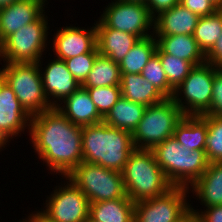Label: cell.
<instances>
[{"instance_id":"cell-34","label":"cell","mask_w":222,"mask_h":222,"mask_svg":"<svg viewBox=\"0 0 222 222\" xmlns=\"http://www.w3.org/2000/svg\"><path fill=\"white\" fill-rule=\"evenodd\" d=\"M203 115L222 116V68L213 76L212 101Z\"/></svg>"},{"instance_id":"cell-28","label":"cell","mask_w":222,"mask_h":222,"mask_svg":"<svg viewBox=\"0 0 222 222\" xmlns=\"http://www.w3.org/2000/svg\"><path fill=\"white\" fill-rule=\"evenodd\" d=\"M222 33V11L198 19L193 37L198 47L206 55Z\"/></svg>"},{"instance_id":"cell-43","label":"cell","mask_w":222,"mask_h":222,"mask_svg":"<svg viewBox=\"0 0 222 222\" xmlns=\"http://www.w3.org/2000/svg\"><path fill=\"white\" fill-rule=\"evenodd\" d=\"M214 3L219 9L222 7V0H210Z\"/></svg>"},{"instance_id":"cell-16","label":"cell","mask_w":222,"mask_h":222,"mask_svg":"<svg viewBox=\"0 0 222 222\" xmlns=\"http://www.w3.org/2000/svg\"><path fill=\"white\" fill-rule=\"evenodd\" d=\"M44 0H19L0 8V44L12 33L37 20L48 8Z\"/></svg>"},{"instance_id":"cell-3","label":"cell","mask_w":222,"mask_h":222,"mask_svg":"<svg viewBox=\"0 0 222 222\" xmlns=\"http://www.w3.org/2000/svg\"><path fill=\"white\" fill-rule=\"evenodd\" d=\"M121 174L126 194L134 203L155 198L173 187L151 149L135 148Z\"/></svg>"},{"instance_id":"cell-15","label":"cell","mask_w":222,"mask_h":222,"mask_svg":"<svg viewBox=\"0 0 222 222\" xmlns=\"http://www.w3.org/2000/svg\"><path fill=\"white\" fill-rule=\"evenodd\" d=\"M42 60L43 58L38 61V66L41 73L44 94L50 105L56 107L77 90L81 84H79L68 70L64 60L54 57L53 60H48L49 62L45 67H42L44 65Z\"/></svg>"},{"instance_id":"cell-37","label":"cell","mask_w":222,"mask_h":222,"mask_svg":"<svg viewBox=\"0 0 222 222\" xmlns=\"http://www.w3.org/2000/svg\"><path fill=\"white\" fill-rule=\"evenodd\" d=\"M180 0H146L150 14L155 17L164 10H169L179 4Z\"/></svg>"},{"instance_id":"cell-12","label":"cell","mask_w":222,"mask_h":222,"mask_svg":"<svg viewBox=\"0 0 222 222\" xmlns=\"http://www.w3.org/2000/svg\"><path fill=\"white\" fill-rule=\"evenodd\" d=\"M61 179L66 181L61 180V185L55 186L40 210L56 222H85L89 217L90 202L67 177Z\"/></svg>"},{"instance_id":"cell-11","label":"cell","mask_w":222,"mask_h":222,"mask_svg":"<svg viewBox=\"0 0 222 222\" xmlns=\"http://www.w3.org/2000/svg\"><path fill=\"white\" fill-rule=\"evenodd\" d=\"M104 9L98 19L106 27L132 33L140 39L154 35V17L144 3L111 0Z\"/></svg>"},{"instance_id":"cell-17","label":"cell","mask_w":222,"mask_h":222,"mask_svg":"<svg viewBox=\"0 0 222 222\" xmlns=\"http://www.w3.org/2000/svg\"><path fill=\"white\" fill-rule=\"evenodd\" d=\"M73 124L84 127L103 122L95 104L86 90L80 86L55 107Z\"/></svg>"},{"instance_id":"cell-4","label":"cell","mask_w":222,"mask_h":222,"mask_svg":"<svg viewBox=\"0 0 222 222\" xmlns=\"http://www.w3.org/2000/svg\"><path fill=\"white\" fill-rule=\"evenodd\" d=\"M156 162L173 186L190 188L206 171L205 150L190 151L173 136L154 146Z\"/></svg>"},{"instance_id":"cell-8","label":"cell","mask_w":222,"mask_h":222,"mask_svg":"<svg viewBox=\"0 0 222 222\" xmlns=\"http://www.w3.org/2000/svg\"><path fill=\"white\" fill-rule=\"evenodd\" d=\"M67 178L87 197L90 203L127 196L121 172L82 162Z\"/></svg>"},{"instance_id":"cell-14","label":"cell","mask_w":222,"mask_h":222,"mask_svg":"<svg viewBox=\"0 0 222 222\" xmlns=\"http://www.w3.org/2000/svg\"><path fill=\"white\" fill-rule=\"evenodd\" d=\"M31 117L11 87L0 77V136L10 143L11 139L25 134V129L30 132Z\"/></svg>"},{"instance_id":"cell-20","label":"cell","mask_w":222,"mask_h":222,"mask_svg":"<svg viewBox=\"0 0 222 222\" xmlns=\"http://www.w3.org/2000/svg\"><path fill=\"white\" fill-rule=\"evenodd\" d=\"M189 191L204 206L202 208L222 205V162L208 163L206 171Z\"/></svg>"},{"instance_id":"cell-41","label":"cell","mask_w":222,"mask_h":222,"mask_svg":"<svg viewBox=\"0 0 222 222\" xmlns=\"http://www.w3.org/2000/svg\"><path fill=\"white\" fill-rule=\"evenodd\" d=\"M8 145H10V144H8L1 136H0V152L3 150L4 151V148L5 147H7Z\"/></svg>"},{"instance_id":"cell-13","label":"cell","mask_w":222,"mask_h":222,"mask_svg":"<svg viewBox=\"0 0 222 222\" xmlns=\"http://www.w3.org/2000/svg\"><path fill=\"white\" fill-rule=\"evenodd\" d=\"M63 26L54 33L50 49L57 59L66 60L84 53L98 52L96 43V26ZM53 45V46H52ZM52 47V48H51Z\"/></svg>"},{"instance_id":"cell-9","label":"cell","mask_w":222,"mask_h":222,"mask_svg":"<svg viewBox=\"0 0 222 222\" xmlns=\"http://www.w3.org/2000/svg\"><path fill=\"white\" fill-rule=\"evenodd\" d=\"M219 69L206 62L194 66L174 90L172 99L184 115H202L210 108L213 76Z\"/></svg>"},{"instance_id":"cell-39","label":"cell","mask_w":222,"mask_h":222,"mask_svg":"<svg viewBox=\"0 0 222 222\" xmlns=\"http://www.w3.org/2000/svg\"><path fill=\"white\" fill-rule=\"evenodd\" d=\"M24 222H56L52 220L48 215H46L42 210L40 211L36 208V211H33L28 214L25 219H22Z\"/></svg>"},{"instance_id":"cell-31","label":"cell","mask_w":222,"mask_h":222,"mask_svg":"<svg viewBox=\"0 0 222 222\" xmlns=\"http://www.w3.org/2000/svg\"><path fill=\"white\" fill-rule=\"evenodd\" d=\"M141 75L166 98H172L174 89L169 85L160 58L156 53L143 68Z\"/></svg>"},{"instance_id":"cell-29","label":"cell","mask_w":222,"mask_h":222,"mask_svg":"<svg viewBox=\"0 0 222 222\" xmlns=\"http://www.w3.org/2000/svg\"><path fill=\"white\" fill-rule=\"evenodd\" d=\"M207 123V161L222 162V116L199 115Z\"/></svg>"},{"instance_id":"cell-42","label":"cell","mask_w":222,"mask_h":222,"mask_svg":"<svg viewBox=\"0 0 222 222\" xmlns=\"http://www.w3.org/2000/svg\"><path fill=\"white\" fill-rule=\"evenodd\" d=\"M188 222H200V221L197 219L196 216L190 214V215L188 216Z\"/></svg>"},{"instance_id":"cell-7","label":"cell","mask_w":222,"mask_h":222,"mask_svg":"<svg viewBox=\"0 0 222 222\" xmlns=\"http://www.w3.org/2000/svg\"><path fill=\"white\" fill-rule=\"evenodd\" d=\"M185 115L172 98L146 107L142 119L132 133L136 149H152L173 136L176 125Z\"/></svg>"},{"instance_id":"cell-26","label":"cell","mask_w":222,"mask_h":222,"mask_svg":"<svg viewBox=\"0 0 222 222\" xmlns=\"http://www.w3.org/2000/svg\"><path fill=\"white\" fill-rule=\"evenodd\" d=\"M156 49L157 41L154 35L139 39L120 61L121 74H141L143 68L156 53Z\"/></svg>"},{"instance_id":"cell-5","label":"cell","mask_w":222,"mask_h":222,"mask_svg":"<svg viewBox=\"0 0 222 222\" xmlns=\"http://www.w3.org/2000/svg\"><path fill=\"white\" fill-rule=\"evenodd\" d=\"M9 35L0 46V62L37 63L51 40H48L49 26L47 13ZM49 33V34H48ZM49 41V42H48ZM49 43V44H47Z\"/></svg>"},{"instance_id":"cell-36","label":"cell","mask_w":222,"mask_h":222,"mask_svg":"<svg viewBox=\"0 0 222 222\" xmlns=\"http://www.w3.org/2000/svg\"><path fill=\"white\" fill-rule=\"evenodd\" d=\"M190 214L196 216L200 222H222V205L207 207L203 210L195 209L193 205H190Z\"/></svg>"},{"instance_id":"cell-27","label":"cell","mask_w":222,"mask_h":222,"mask_svg":"<svg viewBox=\"0 0 222 222\" xmlns=\"http://www.w3.org/2000/svg\"><path fill=\"white\" fill-rule=\"evenodd\" d=\"M120 83L119 63L99 54L95 59L92 70L81 86L83 88L120 86Z\"/></svg>"},{"instance_id":"cell-25","label":"cell","mask_w":222,"mask_h":222,"mask_svg":"<svg viewBox=\"0 0 222 222\" xmlns=\"http://www.w3.org/2000/svg\"><path fill=\"white\" fill-rule=\"evenodd\" d=\"M173 137L188 150H205L207 123L199 115H185L176 125Z\"/></svg>"},{"instance_id":"cell-38","label":"cell","mask_w":222,"mask_h":222,"mask_svg":"<svg viewBox=\"0 0 222 222\" xmlns=\"http://www.w3.org/2000/svg\"><path fill=\"white\" fill-rule=\"evenodd\" d=\"M205 61L213 66L222 68V33L210 51L205 55Z\"/></svg>"},{"instance_id":"cell-2","label":"cell","mask_w":222,"mask_h":222,"mask_svg":"<svg viewBox=\"0 0 222 222\" xmlns=\"http://www.w3.org/2000/svg\"><path fill=\"white\" fill-rule=\"evenodd\" d=\"M134 149L129 131L104 122L82 127V155L86 163L121 172Z\"/></svg>"},{"instance_id":"cell-33","label":"cell","mask_w":222,"mask_h":222,"mask_svg":"<svg viewBox=\"0 0 222 222\" xmlns=\"http://www.w3.org/2000/svg\"><path fill=\"white\" fill-rule=\"evenodd\" d=\"M98 55L99 52H89L64 60L68 70L79 84L82 85L87 78Z\"/></svg>"},{"instance_id":"cell-44","label":"cell","mask_w":222,"mask_h":222,"mask_svg":"<svg viewBox=\"0 0 222 222\" xmlns=\"http://www.w3.org/2000/svg\"><path fill=\"white\" fill-rule=\"evenodd\" d=\"M120 1L140 2L146 4V0H120Z\"/></svg>"},{"instance_id":"cell-18","label":"cell","mask_w":222,"mask_h":222,"mask_svg":"<svg viewBox=\"0 0 222 222\" xmlns=\"http://www.w3.org/2000/svg\"><path fill=\"white\" fill-rule=\"evenodd\" d=\"M96 43L100 55L120 63L130 49L140 39L132 33L106 27L100 20H95Z\"/></svg>"},{"instance_id":"cell-22","label":"cell","mask_w":222,"mask_h":222,"mask_svg":"<svg viewBox=\"0 0 222 222\" xmlns=\"http://www.w3.org/2000/svg\"><path fill=\"white\" fill-rule=\"evenodd\" d=\"M121 96L146 107L162 102L166 97L141 74H121Z\"/></svg>"},{"instance_id":"cell-1","label":"cell","mask_w":222,"mask_h":222,"mask_svg":"<svg viewBox=\"0 0 222 222\" xmlns=\"http://www.w3.org/2000/svg\"><path fill=\"white\" fill-rule=\"evenodd\" d=\"M30 141L38 159L50 173L67 177L83 162L82 127L55 107L31 117Z\"/></svg>"},{"instance_id":"cell-40","label":"cell","mask_w":222,"mask_h":222,"mask_svg":"<svg viewBox=\"0 0 222 222\" xmlns=\"http://www.w3.org/2000/svg\"><path fill=\"white\" fill-rule=\"evenodd\" d=\"M19 0H0V8L9 6L10 4L17 2Z\"/></svg>"},{"instance_id":"cell-46","label":"cell","mask_w":222,"mask_h":222,"mask_svg":"<svg viewBox=\"0 0 222 222\" xmlns=\"http://www.w3.org/2000/svg\"><path fill=\"white\" fill-rule=\"evenodd\" d=\"M182 222H188V217L185 220H183Z\"/></svg>"},{"instance_id":"cell-32","label":"cell","mask_w":222,"mask_h":222,"mask_svg":"<svg viewBox=\"0 0 222 222\" xmlns=\"http://www.w3.org/2000/svg\"><path fill=\"white\" fill-rule=\"evenodd\" d=\"M86 90L103 118L121 97L120 86L93 87Z\"/></svg>"},{"instance_id":"cell-45","label":"cell","mask_w":222,"mask_h":222,"mask_svg":"<svg viewBox=\"0 0 222 222\" xmlns=\"http://www.w3.org/2000/svg\"><path fill=\"white\" fill-rule=\"evenodd\" d=\"M85 222H98L96 220H93L90 216L85 220Z\"/></svg>"},{"instance_id":"cell-24","label":"cell","mask_w":222,"mask_h":222,"mask_svg":"<svg viewBox=\"0 0 222 222\" xmlns=\"http://www.w3.org/2000/svg\"><path fill=\"white\" fill-rule=\"evenodd\" d=\"M146 106L120 97L117 103L103 118V122L111 127L133 133L142 119Z\"/></svg>"},{"instance_id":"cell-19","label":"cell","mask_w":222,"mask_h":222,"mask_svg":"<svg viewBox=\"0 0 222 222\" xmlns=\"http://www.w3.org/2000/svg\"><path fill=\"white\" fill-rule=\"evenodd\" d=\"M199 17L180 3L154 17V35H193Z\"/></svg>"},{"instance_id":"cell-10","label":"cell","mask_w":222,"mask_h":222,"mask_svg":"<svg viewBox=\"0 0 222 222\" xmlns=\"http://www.w3.org/2000/svg\"><path fill=\"white\" fill-rule=\"evenodd\" d=\"M188 194L189 188L173 186L162 195L135 203L134 222H182L190 215Z\"/></svg>"},{"instance_id":"cell-35","label":"cell","mask_w":222,"mask_h":222,"mask_svg":"<svg viewBox=\"0 0 222 222\" xmlns=\"http://www.w3.org/2000/svg\"><path fill=\"white\" fill-rule=\"evenodd\" d=\"M179 3L199 18L216 13L219 8L210 0H180Z\"/></svg>"},{"instance_id":"cell-21","label":"cell","mask_w":222,"mask_h":222,"mask_svg":"<svg viewBox=\"0 0 222 222\" xmlns=\"http://www.w3.org/2000/svg\"><path fill=\"white\" fill-rule=\"evenodd\" d=\"M157 47L165 54L191 62L194 66L205 63V55L193 35H154Z\"/></svg>"},{"instance_id":"cell-6","label":"cell","mask_w":222,"mask_h":222,"mask_svg":"<svg viewBox=\"0 0 222 222\" xmlns=\"http://www.w3.org/2000/svg\"><path fill=\"white\" fill-rule=\"evenodd\" d=\"M0 77L31 116L53 108L44 94L38 62L4 63L0 68Z\"/></svg>"},{"instance_id":"cell-23","label":"cell","mask_w":222,"mask_h":222,"mask_svg":"<svg viewBox=\"0 0 222 222\" xmlns=\"http://www.w3.org/2000/svg\"><path fill=\"white\" fill-rule=\"evenodd\" d=\"M89 216L98 222H134L135 203L128 196L90 203Z\"/></svg>"},{"instance_id":"cell-30","label":"cell","mask_w":222,"mask_h":222,"mask_svg":"<svg viewBox=\"0 0 222 222\" xmlns=\"http://www.w3.org/2000/svg\"><path fill=\"white\" fill-rule=\"evenodd\" d=\"M156 54L160 58L169 85L175 90L188 76L194 65L191 62L177 58L174 55L165 54L158 47L156 49Z\"/></svg>"}]
</instances>
